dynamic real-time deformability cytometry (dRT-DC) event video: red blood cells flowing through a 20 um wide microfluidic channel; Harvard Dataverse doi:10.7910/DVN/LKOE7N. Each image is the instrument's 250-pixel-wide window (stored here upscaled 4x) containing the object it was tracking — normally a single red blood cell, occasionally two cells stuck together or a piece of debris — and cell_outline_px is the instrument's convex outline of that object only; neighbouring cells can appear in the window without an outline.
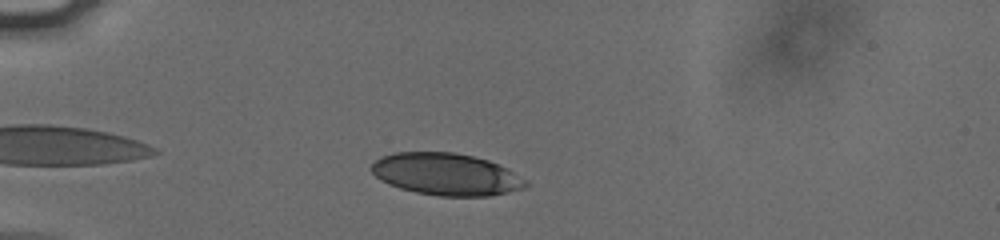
{"species": "human", "species_latin": "Homo sapiens", "temperature_condition": "cold", "stored_images_in_passage": 37, "camera_frame_rate_fps": 3000, "um_per_image_px": 0.085, "donor": {"sex": "male"}, "frame": {"image": 1, "passage_image": 6, "time_ms": 1.667, "image_size_px": [1000, 240], "cell_outline_px": [[528, 184], [524, 188], [508, 192], [488, 196], [440, 196], [416, 192], [400, 188], [388, 184], [380, 180], [372, 172], [372, 164], [380, 156], [396, 152], [452, 152], [472, 156], [488, 160], [508, 168], [528, 180]], "centroid_in_image_um": [37.94, 14.81], "position_along_channel_um": 47.1, "area_um2": 37.86}}
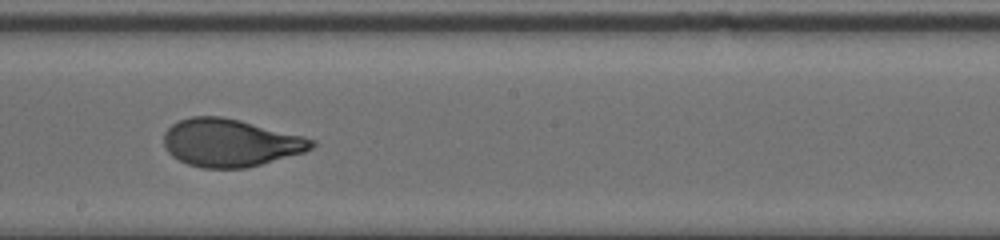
{"frame": {"image": 2, "passage_image": 23, "time_ms": 7.333, "image_size_px": [1000, 240], "cell_outline_px": [[316, 144], [312, 148], [304, 152], [248, 168], [204, 168], [188, 164], [172, 156], [168, 152], [164, 144], [164, 132], [172, 124], [180, 120], [192, 116], [220, 116], [240, 120], [304, 136], [316, 140]], "centroid_in_image_um": [19.59, 12.13], "position_along_channel_um": 228.6, "area_um2": 41.1}}
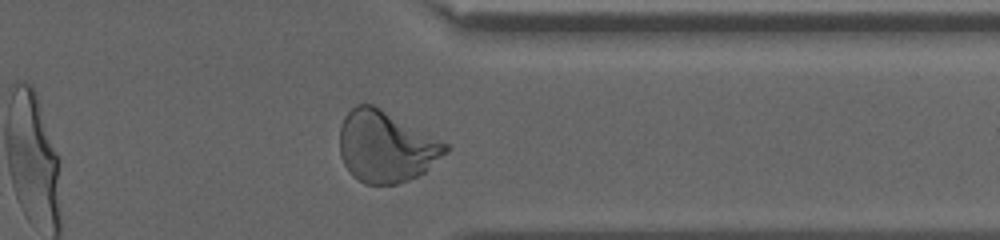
{"frame": {"image": 3, "passage_image": 35, "time_ms": 11.333, "image_size_px": [1000, 240], "cell_outline_px": [[448, 152], [424, 172], [408, 180], [396, 184], [364, 184], [352, 176], [344, 164], [340, 156], [340, 128], [344, 116], [356, 104], [372, 104], [380, 108], [448, 144]], "centroid_in_image_um": [32.78, 12.47], "position_along_channel_um": 378.6, "area_um2": 43.7}, "authors_computed_cell_mechanics": {"area_um2": 40.6912, "velocity_mm_per_s": 3.7829, "shape_relaxation_time_tau1_ms": 4.9929, "shape_relaxation_time_tau2_ms": null, "deformation_change_tau1": 0.19, "deformation_change_tau2": null}}